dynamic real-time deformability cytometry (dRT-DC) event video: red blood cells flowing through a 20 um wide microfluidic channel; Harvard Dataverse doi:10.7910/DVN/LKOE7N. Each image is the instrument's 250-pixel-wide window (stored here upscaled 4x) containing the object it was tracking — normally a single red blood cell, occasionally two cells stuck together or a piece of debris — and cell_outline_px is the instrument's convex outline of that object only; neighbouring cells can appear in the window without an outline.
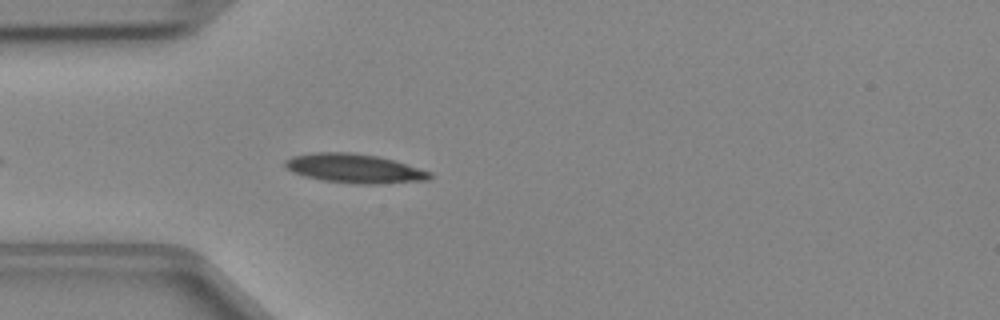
{"species": "Egyptian fruit bat (a non-hibernating species)", "species_latin": "Rousettus aegyptiacus", "temperature_condition": "cold", "stored_images_in_passage": 32, "camera_frame_rate_fps": 3000, "um_per_image_px": 0.085, "animal": {"sex": "female"}, "frame": {"image": 1, "passage_image": 4, "time_ms": 1.0, "image_size_px": [1000, 320], "cell_outline_px": [[432, 176], [428, 180], [376, 184], [356, 184], [320, 180], [304, 176], [292, 172], [284, 168], [284, 160], [292, 156], [312, 152], [348, 152], [376, 156], [392, 160], [432, 172]], "centroid_in_image_um": [30.06, 14.32], "position_along_channel_um": 54.9, "area_um2": 24.62}}
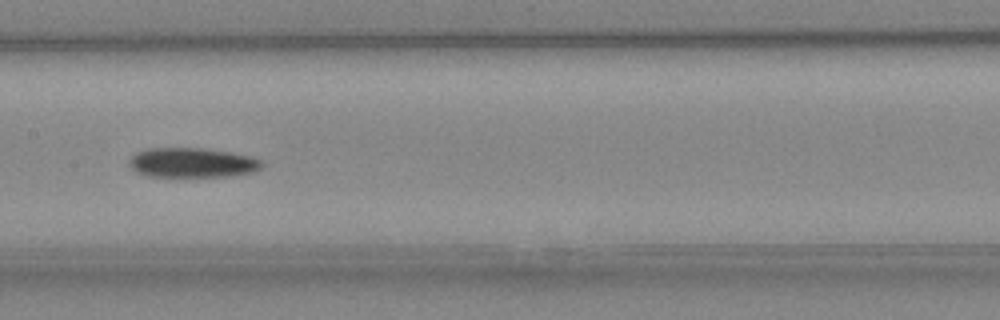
{"frame": {"image": 2, "passage_image": 14, "time_ms": 4.333, "image_size_px": [1000, 320], "cell_outline_px": [[264, 164], [256, 172], [228, 176], [148, 176], [136, 172], [128, 164], [128, 160], [136, 152], [148, 148], [200, 148], [228, 152], [252, 156], [260, 160]], "centroid_in_image_um": [16.33, 13.82], "position_along_channel_um": 191.1, "area_um2": 22.95}}
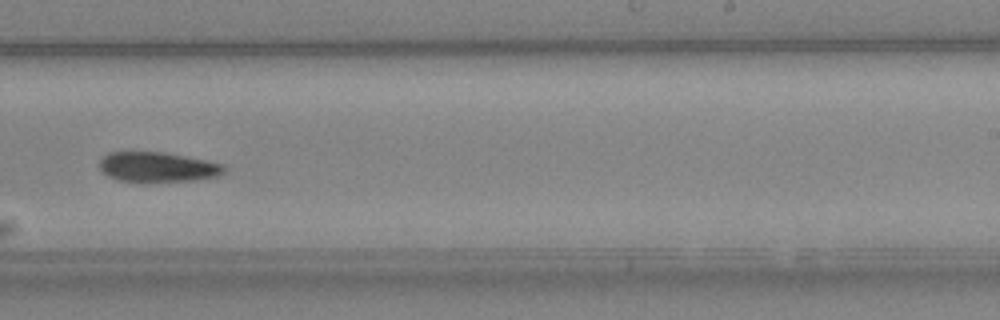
{"frame": {"image": 3, "passage_image": 20, "time_ms": 6.333, "image_size_px": [1000, 320], "cell_outline_px": [[224, 172], [220, 176], [196, 180], [148, 184], [144, 184], [116, 180], [108, 176], [100, 168], [100, 160], [108, 152], [164, 152], [224, 164]], "centroid_in_image_um": [13.38, 14.24], "position_along_channel_um": 275.6, "area_um2": 22.37}}